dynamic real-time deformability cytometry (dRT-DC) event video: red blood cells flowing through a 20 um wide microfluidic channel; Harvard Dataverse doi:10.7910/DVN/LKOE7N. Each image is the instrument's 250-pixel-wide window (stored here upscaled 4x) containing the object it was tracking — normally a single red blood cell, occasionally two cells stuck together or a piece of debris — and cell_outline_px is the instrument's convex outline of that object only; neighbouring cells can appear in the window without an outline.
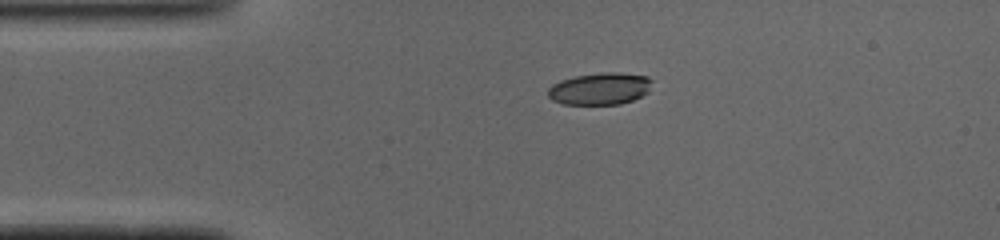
{"species": "common noctule bat (a hibernating species)", "species_latin": "Nyctalus noctula", "temperature_condition": "cold", "stored_images_in_passage": 40, "camera_frame_rate_fps": 3000, "um_per_image_px": 0.085, "animal": {"sex": "male", "body_mass_g": 19.0, "forearm_length_mm": 50.8}, "frame": {"image": 1, "passage_image": 1, "time_ms": 0.0, "image_size_px": [1000, 240], "cell_outline_px": [[652, 80], [648, 92], [632, 100], [620, 104], [564, 104], [552, 100], [548, 96], [548, 88], [552, 84], [560, 80], [576, 76], [604, 72], [616, 72], [648, 76]], "centroid_in_image_um": [50.98, 7.53], "position_along_channel_um": 34.0, "area_um2": 19.36}}
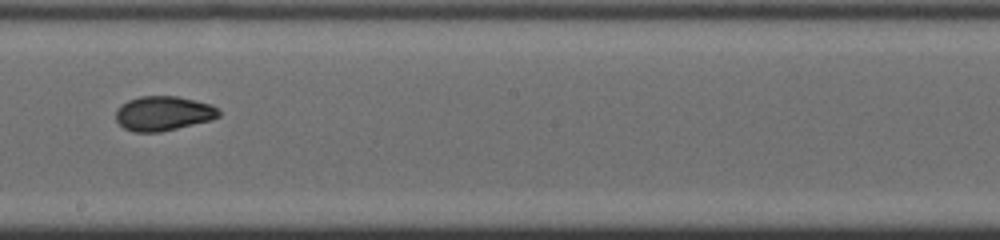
{"frame": {"image": 2, "passage_image": 18, "time_ms": 5.667, "image_size_px": [1000, 240], "cell_outline_px": [[220, 116], [212, 120], [160, 132], [136, 132], [124, 128], [116, 120], [116, 112], [120, 104], [128, 100], [140, 96], [176, 96], [212, 104], [220, 112]], "centroid_in_image_um": [13.88, 9.64], "position_along_channel_um": 234.3, "area_um2": 20.75}}
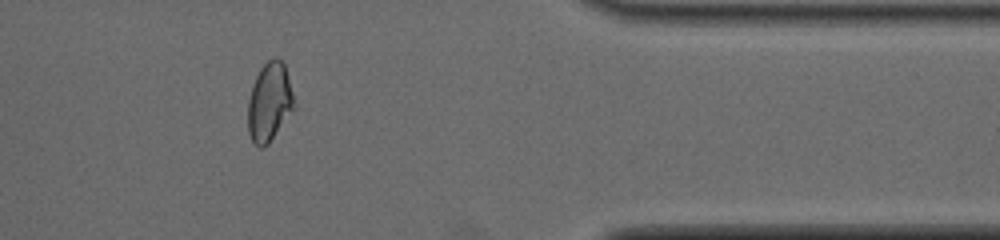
{"frame": {"image": 3, "passage_image": 31, "time_ms": 10.0, "image_size_px": [1000, 240], "cell_outline_px": [[296, 108], [268, 144], [264, 148], [260, 148], [252, 140], [248, 132], [248, 100], [256, 76], [260, 68], [268, 60], [276, 56], [284, 64], [292, 92]], "centroid_in_image_um": [22.91, 8.7], "position_along_channel_um": 388.5, "area_um2": 21.15}, "authors_computed_cell_mechanics": {"area_um2": 20.9814, "velocity_mm_per_s": 4.1113, "shape_relaxation_time_tau1_ms": null, "shape_relaxation_time_tau2_ms": 1.5052, "deformation_change_tau1": null, "deformation_change_tau2": 0.0587}}